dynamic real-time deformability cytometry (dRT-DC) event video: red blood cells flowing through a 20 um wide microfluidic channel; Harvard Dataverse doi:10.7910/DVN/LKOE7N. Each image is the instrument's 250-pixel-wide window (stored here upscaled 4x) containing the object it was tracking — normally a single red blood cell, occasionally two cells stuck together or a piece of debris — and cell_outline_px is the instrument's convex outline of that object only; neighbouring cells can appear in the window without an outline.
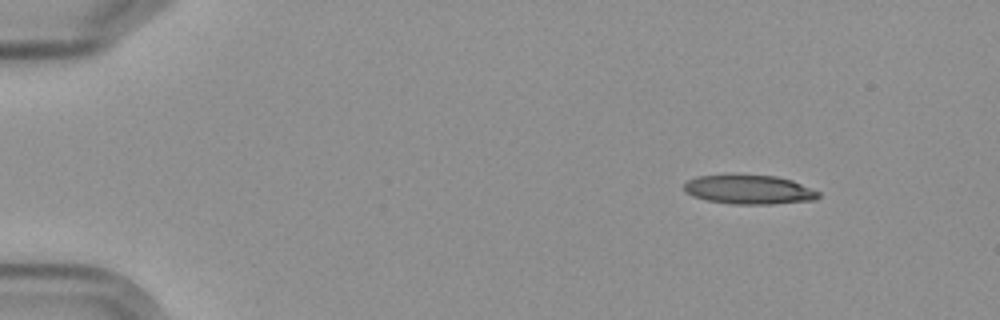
{"species": "Egyptian fruit bat (a non-hibernating species)", "species_latin": "Rousettus aegyptiacus", "temperature_condition": "cold", "stored_images_in_passage": 4, "camera_frame_rate_fps": 3000, "um_per_image_px": 0.085, "frame": {"image": 1, "passage_image": 1, "time_ms": 0.0, "image_size_px": [1000, 320], "cell_outline_px": [[820, 196], [816, 200], [772, 204], [732, 204], [708, 200], [692, 196], [684, 192], [684, 184], [688, 180], [696, 176], [776, 176], [792, 180], [820, 192]], "centroid_in_image_um": [63.69, 16.14], "position_along_channel_um": 21.3, "area_um2": 22.54}}